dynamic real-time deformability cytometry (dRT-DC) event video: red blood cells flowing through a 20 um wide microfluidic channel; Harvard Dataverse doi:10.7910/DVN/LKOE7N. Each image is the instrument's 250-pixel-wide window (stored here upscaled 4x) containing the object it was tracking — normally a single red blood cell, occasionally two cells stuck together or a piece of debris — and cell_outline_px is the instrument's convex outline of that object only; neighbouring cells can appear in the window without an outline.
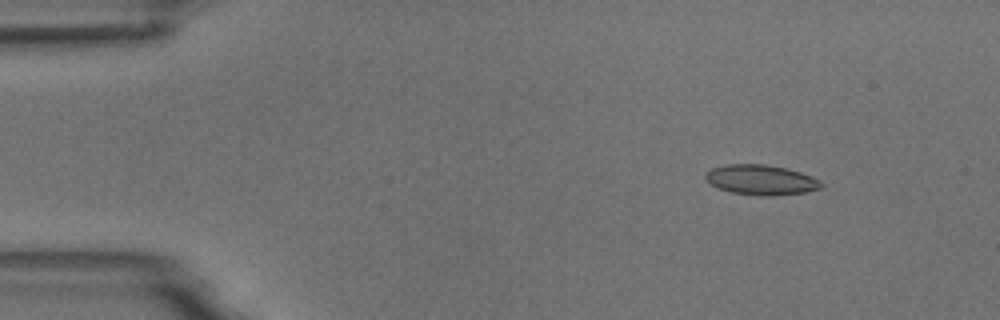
{"species": "common noctule bat (a hibernating species)", "species_latin": "Nyctalus noctula", "temperature_condition": "room temperature", "stored_images_in_passage": 4, "camera_frame_rate_fps": 3000, "um_per_image_px": 0.085, "animal": {"sex": "male", "body_mass_g": 18.8}, "frame": {"image": 1, "passage_image": 2, "time_ms": 1.333, "image_size_px": [1000, 320], "cell_outline_px": [[824, 184], [820, 188], [804, 192], [772, 196], [760, 196], [732, 192], [720, 188], [712, 184], [704, 176], [704, 172], [712, 168], [724, 164], [764, 164], [784, 168], [800, 172], [812, 176], [820, 180]], "centroid_in_image_um": [64.69, 15.28], "position_along_channel_um": 20.3, "area_um2": 20.17}}